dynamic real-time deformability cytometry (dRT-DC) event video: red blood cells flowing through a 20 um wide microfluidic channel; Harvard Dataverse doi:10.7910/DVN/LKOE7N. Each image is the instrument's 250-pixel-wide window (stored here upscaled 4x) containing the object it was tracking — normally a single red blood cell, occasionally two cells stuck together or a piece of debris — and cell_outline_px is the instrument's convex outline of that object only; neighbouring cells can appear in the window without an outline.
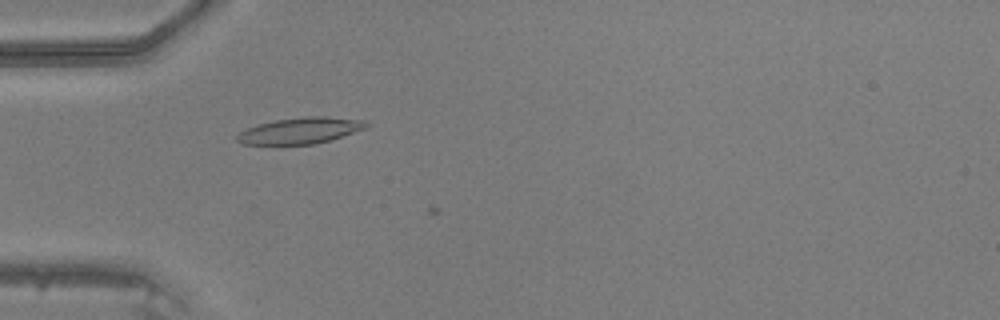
{"species": "common noctule bat (a hibernating species)", "species_latin": "Nyctalus noctula", "temperature_condition": "warm", "stored_images_in_passage": 5, "camera_frame_rate_fps": 3000, "um_per_image_px": 0.085, "animal": {"sex": "male", "body_mass_g": 20.5, "forearm_length_mm": 52.5}, "frame": {"image": 1, "passage_image": 2, "time_ms": 0.333, "image_size_px": [1000, 320], "cell_outline_px": [[372, 124], [368, 128], [332, 140], [316, 144], [280, 148], [240, 144], [236, 140], [236, 136], [240, 132], [256, 124], [276, 120], [308, 116], [324, 116], [364, 120]], "centroid_in_image_um": [25.49, 11.17], "position_along_channel_um": 59.5, "area_um2": 21.04}}